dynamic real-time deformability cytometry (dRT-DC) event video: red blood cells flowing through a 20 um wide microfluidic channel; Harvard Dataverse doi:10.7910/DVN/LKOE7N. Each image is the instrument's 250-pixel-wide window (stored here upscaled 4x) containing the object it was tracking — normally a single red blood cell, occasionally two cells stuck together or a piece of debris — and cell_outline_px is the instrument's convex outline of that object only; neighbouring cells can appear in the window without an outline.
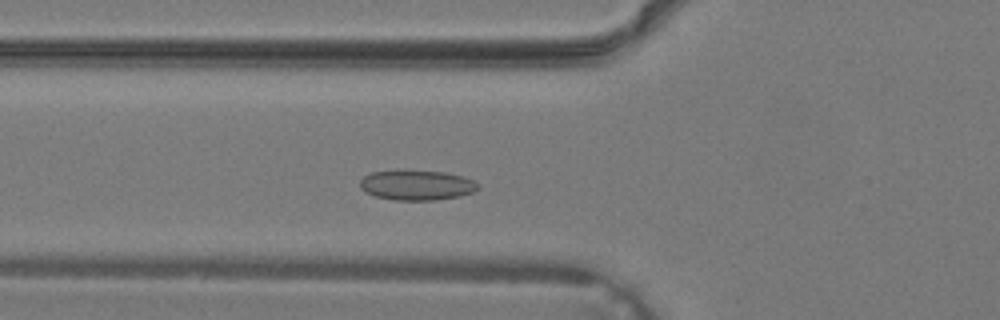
{"species": "common noctule bat (a hibernating species)", "species_latin": "Nyctalus noctula", "temperature_condition": "warm", "stored_images_in_passage": 28, "camera_frame_rate_fps": 3000, "um_per_image_px": 0.085, "animal": {"sex": "male", "body_mass_g": 19.2, "forearm_length_mm": 51.8}, "frame": {"image": 1, "passage_image": 8, "time_ms": 2.333, "image_size_px": [1000, 320], "cell_outline_px": [[480, 188], [472, 192], [460, 196], [436, 200], [392, 200], [376, 196], [364, 192], [360, 188], [360, 180], [364, 176], [372, 172], [444, 172], [464, 176], [480, 184]], "centroid_in_image_um": [35.45, 15.77], "position_along_channel_um": 90.3, "area_um2": 20.29}}
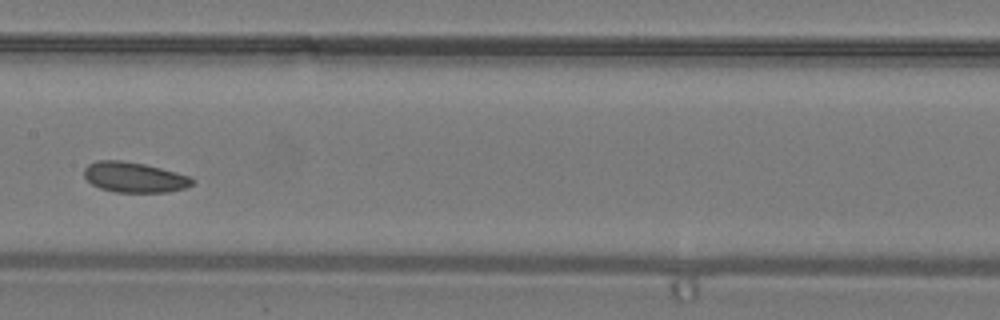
{"frame": {"image": 2, "passage_image": 14, "time_ms": 4.333, "image_size_px": [1000, 320], "cell_outline_px": [[196, 180], [188, 188], [168, 192], [116, 192], [100, 188], [92, 184], [84, 176], [84, 168], [88, 164], [96, 160], [120, 160], [144, 164], [192, 176]], "centroid_in_image_um": [11.45, 15.07], "position_along_channel_um": 195.9, "area_um2": 19.25}}
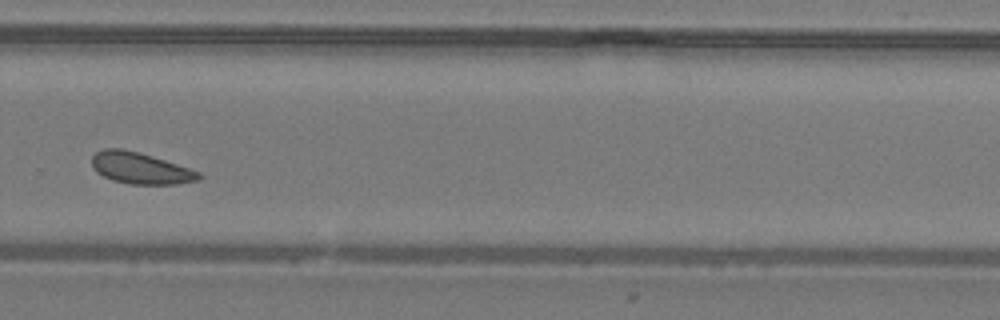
{"frame": {"image": 3, "passage_image": 21, "time_ms": 6.667, "image_size_px": [1000, 320], "cell_outline_px": [[204, 176], [200, 180], [176, 184], [128, 184], [112, 180], [96, 172], [92, 168], [92, 156], [96, 152], [104, 148], [120, 148], [152, 156], [200, 172]], "centroid_in_image_um": [11.92, 14.31], "position_along_channel_um": 317.9, "area_um2": 19.54}}